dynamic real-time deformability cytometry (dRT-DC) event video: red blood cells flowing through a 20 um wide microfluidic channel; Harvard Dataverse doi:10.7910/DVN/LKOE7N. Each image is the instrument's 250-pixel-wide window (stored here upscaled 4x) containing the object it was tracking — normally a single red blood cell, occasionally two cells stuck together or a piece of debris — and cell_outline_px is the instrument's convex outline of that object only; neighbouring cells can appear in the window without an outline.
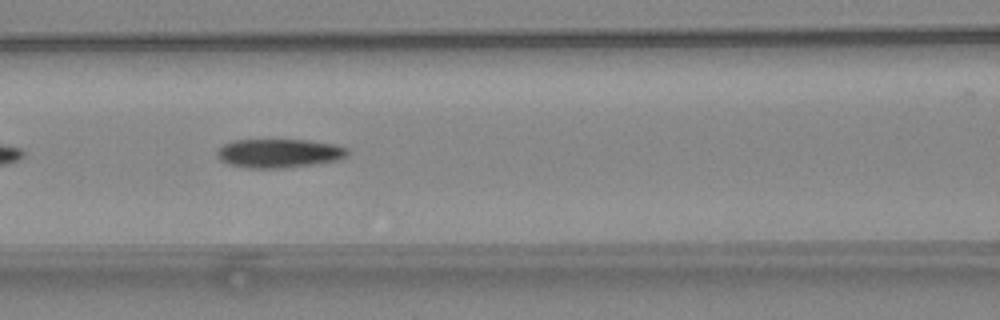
{"species": "common noctule bat (a hibernating species)", "species_latin": "Nyctalus noctula", "temperature_condition": "warm", "stored_images_in_passage": 37, "camera_frame_rate_fps": 3000, "um_per_image_px": 0.085, "animal": {"sex": "female", "body_mass_g": 24.6, "forearm_length_mm": 56.2}, "frame": {"image": 1, "passage_image": 8, "time_ms": 2.333, "image_size_px": [1000, 320], "cell_outline_px": [[348, 152], [344, 156], [336, 160], [312, 164], [284, 168], [244, 168], [228, 164], [220, 160], [216, 156], [216, 152], [224, 144], [236, 140], [308, 140], [332, 144], [348, 148]], "centroid_in_image_um": [23.66, 13.03], "position_along_channel_um": 142.9, "area_um2": 21.73}}
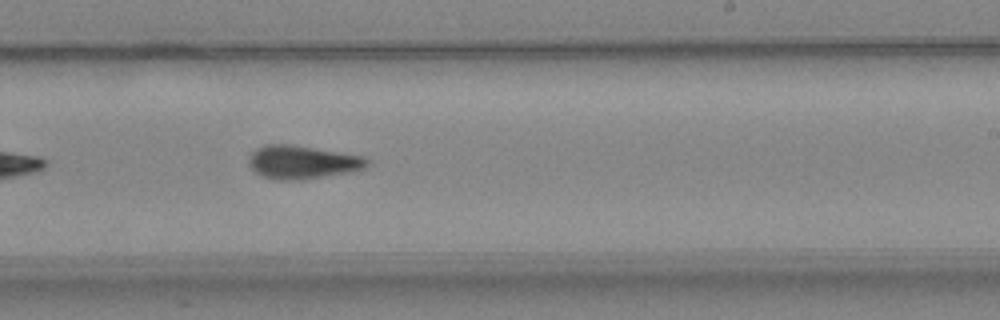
{"frame": {"image": 2, "passage_image": 17, "time_ms": 5.333, "image_size_px": [1000, 320], "cell_outline_px": [[368, 164], [364, 168], [348, 172], [304, 180], [276, 180], [264, 176], [256, 172], [248, 164], [248, 156], [256, 148], [268, 144], [292, 144], [364, 156], [368, 160]], "centroid_in_image_um": [25.67, 13.78], "position_along_channel_um": 263.3, "area_um2": 23.0}}
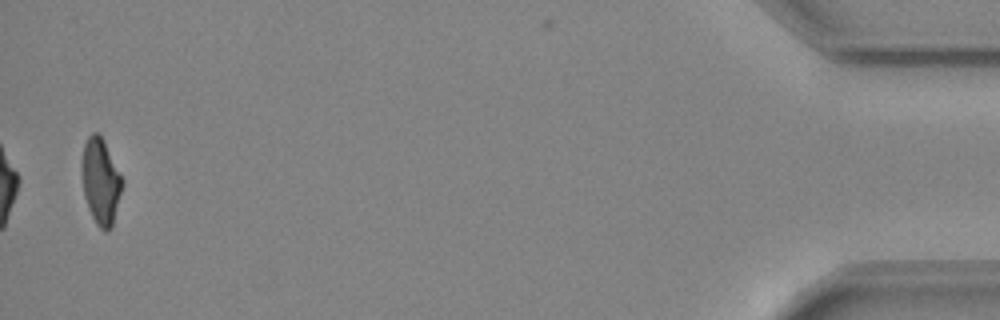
{"frame": {"image": 3, "passage_image": 36, "time_ms": 11.667, "image_size_px": [1000, 320], "cell_outline_px": [[124, 184], [112, 228], [108, 232], [104, 232], [96, 224], [88, 208], [84, 196], [80, 168], [80, 164], [84, 144], [88, 136], [92, 132], [100, 132], [124, 180]], "centroid_in_image_um": [8.56, 15.41], "position_along_channel_um": 426.6, "area_um2": 20.92}, "authors_computed_cell_mechanics": {"area_um2": 21.9062, "velocity_mm_per_s": 4.0336, "shape_relaxation_time_tau1_ms": 5.7315, "shape_relaxation_time_tau2_ms": 5.1621, "deformation_change_tau1": 0.2142, "deformation_change_tau2": 0.1499}}